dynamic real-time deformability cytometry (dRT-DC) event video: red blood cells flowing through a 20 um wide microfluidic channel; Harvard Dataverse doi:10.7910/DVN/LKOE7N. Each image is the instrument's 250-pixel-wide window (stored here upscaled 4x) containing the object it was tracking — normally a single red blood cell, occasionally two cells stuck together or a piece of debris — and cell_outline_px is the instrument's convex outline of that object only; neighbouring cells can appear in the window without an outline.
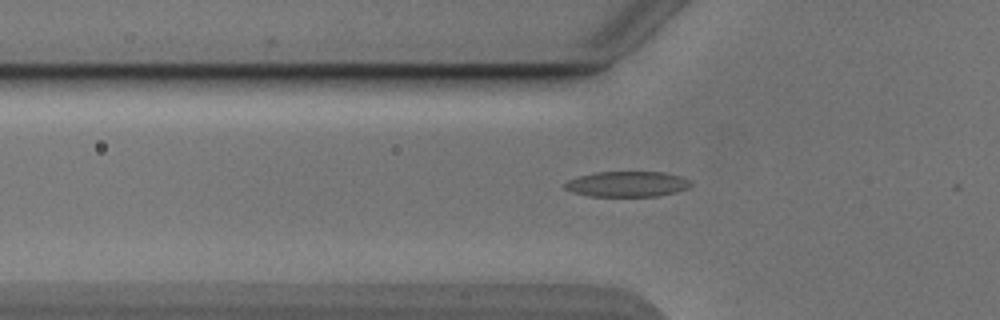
{"species": "Egyptian fruit bat (a non-hibernating species)", "species_latin": "Rousettus aegyptiacus", "temperature_condition": "cold", "stored_images_in_passage": 52, "camera_frame_rate_fps": 3000, "um_per_image_px": 0.085, "animal": {"sex": "male"}, "frame": {"image": 1, "passage_image": 17, "time_ms": 5.333, "image_size_px": [1000, 320], "cell_outline_px": [[692, 184], [688, 188], [676, 192], [660, 196], [588, 196], [572, 192], [564, 188], [564, 184], [568, 180], [580, 176], [596, 172], [664, 172], [680, 176], [692, 180]], "centroid_in_image_um": [53.34, 15.65], "position_along_channel_um": 72.5, "area_um2": 18.79}}
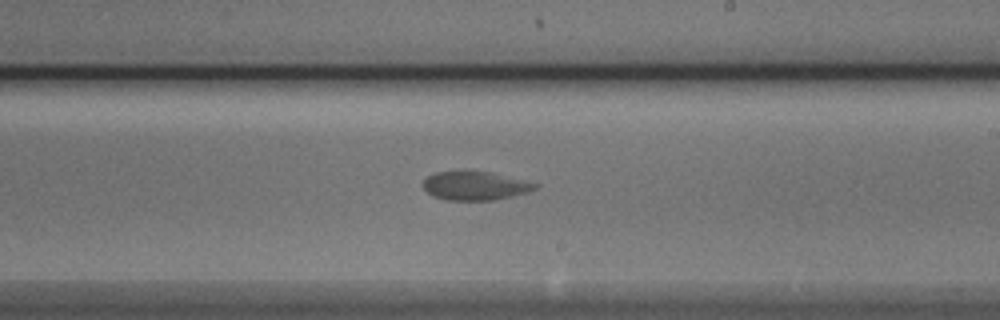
{"frame": {"image": 2, "passage_image": 31, "time_ms": 10.0, "image_size_px": [1000, 320], "cell_outline_px": [[540, 184], [536, 188], [528, 192], [496, 200], [448, 200], [432, 196], [424, 188], [424, 180], [428, 176], [436, 172], [488, 172]], "centroid_in_image_um": [40.39, 15.81], "position_along_channel_um": 248.6, "area_um2": 18.32}}
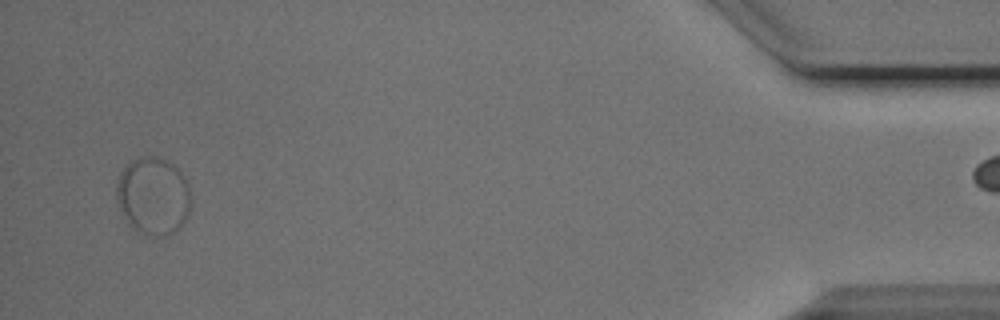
{"frame": {"image": 3, "passage_image": 51, "time_ms": 16.667, "image_size_px": [1000, 320], "cell_outline_px": [[192, 204], [184, 220], [176, 232], [168, 236], [148, 236], [132, 228], [128, 224], [120, 208], [116, 196], [116, 184], [120, 172], [132, 160], [140, 156], [156, 156], [172, 164], [180, 172], [188, 184], [192, 200]], "centroid_in_image_um": [13.02, 16.67], "position_along_channel_um": 422.2, "area_um2": 33.87}}